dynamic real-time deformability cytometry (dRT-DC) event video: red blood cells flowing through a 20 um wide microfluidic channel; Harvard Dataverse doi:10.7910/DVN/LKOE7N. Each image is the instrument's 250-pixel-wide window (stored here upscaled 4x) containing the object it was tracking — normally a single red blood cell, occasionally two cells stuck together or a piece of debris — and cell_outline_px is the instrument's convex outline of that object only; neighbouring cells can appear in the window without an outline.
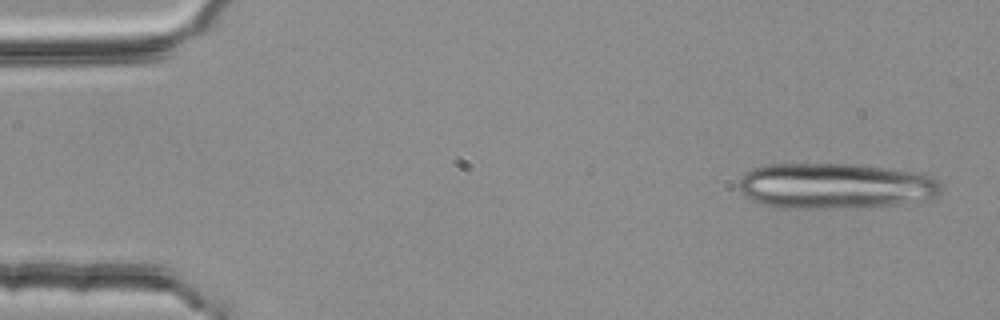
{"species": "common noctule bat (a hibernating species)", "species_latin": "Nyctalus noctula", "temperature_condition": "room temperature", "stored_images_in_passage": 4, "camera_frame_rate_fps": 3000, "um_per_image_px": 0.085, "animal": {"sex": "female", "body_mass_g": 25.1}, "frame": {"image": 1, "passage_image": 4, "time_ms": 1.0, "image_size_px": [1000, 320], "cell_outline_px": [[940, 192], [936, 196], [924, 200], [900, 204], [824, 208], [784, 208], [764, 204], [752, 200], [740, 192], [736, 184], [752, 168], [768, 164], [856, 164], [884, 168], [908, 172], [928, 176], [940, 180]], "centroid_in_image_um": [70.94, 15.8], "position_along_channel_um": 14.1, "area_um2": 53.29}}